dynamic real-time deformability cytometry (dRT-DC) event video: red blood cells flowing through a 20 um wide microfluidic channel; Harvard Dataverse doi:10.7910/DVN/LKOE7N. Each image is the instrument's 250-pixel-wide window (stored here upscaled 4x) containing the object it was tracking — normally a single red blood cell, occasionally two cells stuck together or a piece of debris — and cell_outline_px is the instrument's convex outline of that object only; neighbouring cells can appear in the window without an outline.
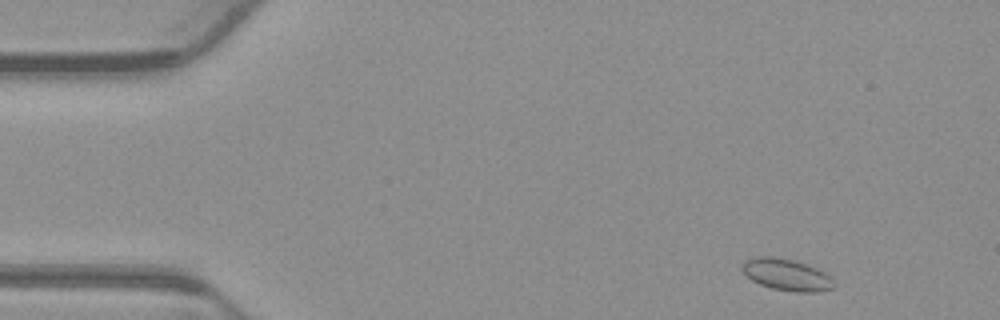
{"species": "common noctule bat (a hibernating species)", "species_latin": "Nyctalus noctula", "temperature_condition": "warm", "stored_images_in_passage": 50, "camera_frame_rate_fps": 3000, "um_per_image_px": 0.085, "animal": {"sex": "male", "body_mass_g": 23.1, "forearm_length_mm": 52.7}, "frame": {"image": 1, "passage_image": 2, "time_ms": 0.333, "image_size_px": [1000, 320], "cell_outline_px": [[836, 288], [820, 292], [796, 292], [772, 288], [760, 284], [752, 280], [740, 268], [744, 260], [760, 256], [772, 256], [792, 260], [816, 268], [824, 272], [836, 284]], "centroid_in_image_um": [66.87, 23.36], "position_along_channel_um": 18.1, "area_um2": 16.88}}
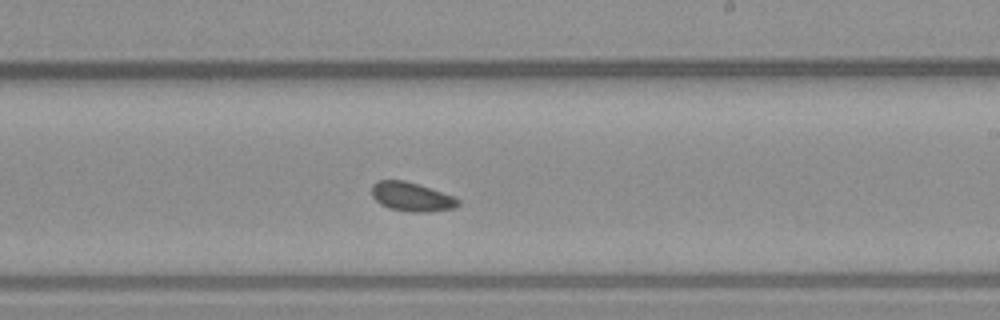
{"frame": {"image": 2, "passage_image": 28, "time_ms": 9.0, "image_size_px": [1000, 320], "cell_outline_px": [[460, 204], [452, 208], [428, 212], [412, 212], [388, 208], [380, 204], [372, 196], [372, 184], [376, 180], [404, 180], [420, 184], [452, 196], [460, 200]], "centroid_in_image_um": [34.95, 16.72], "position_along_channel_um": 254.0, "area_um2": 14.62}}
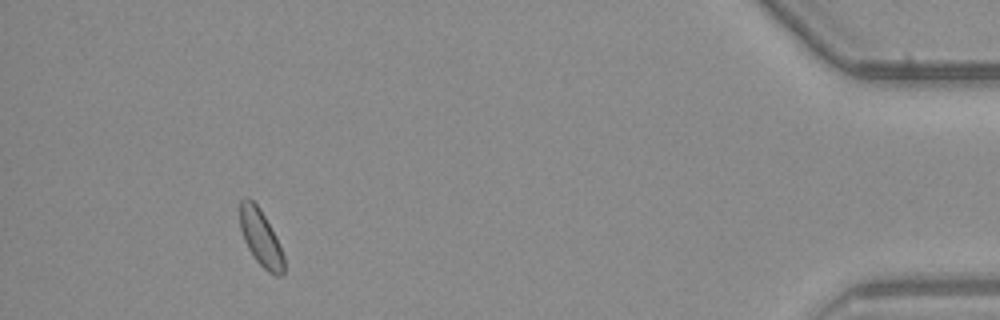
{"frame": {"image": 3, "passage_image": 46, "time_ms": 15.0, "image_size_px": [1000, 320], "cell_outline_px": [[284, 272], [280, 276], [276, 276], [268, 272], [256, 260], [248, 248], [244, 240], [240, 228], [240, 200], [244, 196], [248, 196], [260, 208], [276, 236], [284, 256]], "centroid_in_image_um": [22.16, 20.19], "position_along_channel_um": 413.0, "area_um2": 14.51}}